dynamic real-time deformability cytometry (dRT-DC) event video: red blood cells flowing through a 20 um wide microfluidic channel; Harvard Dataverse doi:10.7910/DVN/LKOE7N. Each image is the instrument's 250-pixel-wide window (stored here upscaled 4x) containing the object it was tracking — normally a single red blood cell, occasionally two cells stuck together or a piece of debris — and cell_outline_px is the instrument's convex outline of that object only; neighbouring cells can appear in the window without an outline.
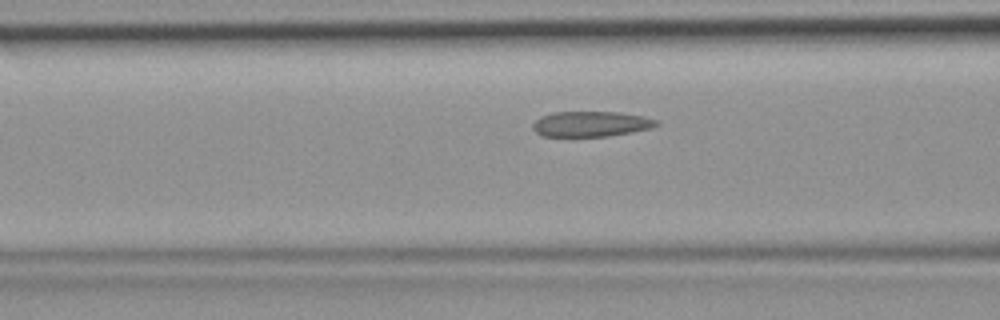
{"species": "common noctule bat (a hibernating species)", "species_latin": "Nyctalus noctula", "temperature_condition": "room temperature", "stored_images_in_passage": 36, "camera_frame_rate_fps": 3000, "um_per_image_px": 0.085, "animal": {"sex": "female", "body_mass_g": 19.9}, "frame": {"image": 1, "passage_image": 7, "time_ms": 2.0, "image_size_px": [1000, 320], "cell_outline_px": [[660, 124], [652, 128], [608, 136], [540, 136], [532, 128], [532, 124], [540, 116], [552, 112], [616, 112], [644, 116], [660, 120]], "centroid_in_image_um": [50.24, 10.53], "position_along_channel_um": 116.4, "area_um2": 18.38}}
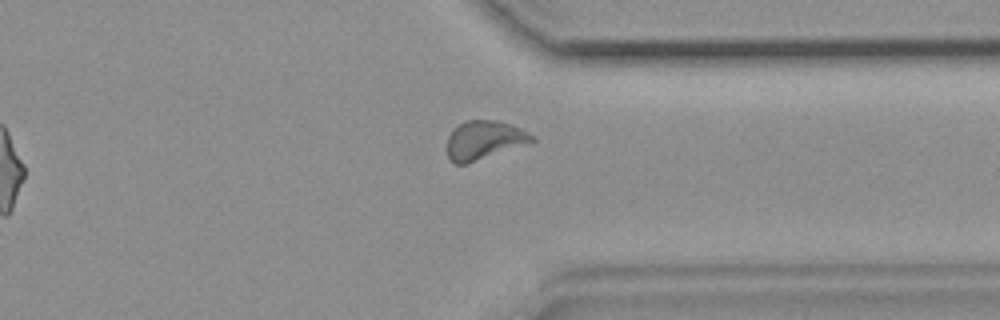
{"frame": {"image": 2, "passage_image": 25, "time_ms": 8.0, "image_size_px": [1000, 320], "cell_outline_px": [[536, 140], [464, 164], [452, 164], [448, 160], [448, 136], [452, 128], [464, 120], [496, 120], [520, 128], [536, 136]], "centroid_in_image_um": [41.1, 11.89], "position_along_channel_um": 370.3, "area_um2": 18.9}}
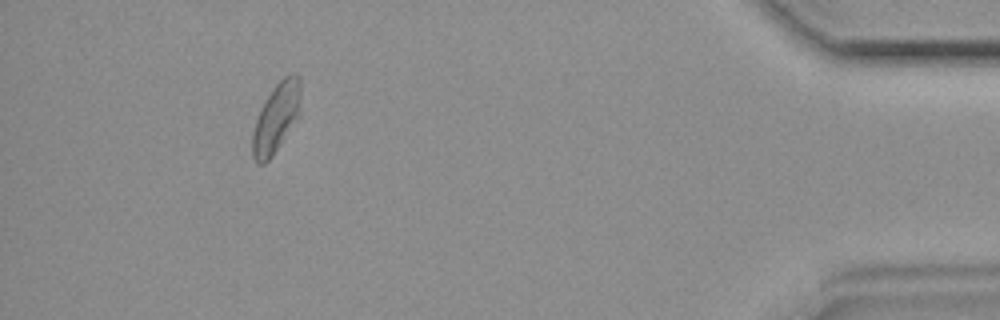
{"frame": {"image": 3, "passage_image": 32, "time_ms": 10.333, "image_size_px": [1000, 320], "cell_outline_px": [[300, 116], [272, 156], [264, 164], [256, 164], [252, 156], [252, 132], [260, 108], [276, 84], [284, 76], [292, 72], [296, 72], [300, 76]], "centroid_in_image_um": [23.49, 10.01], "position_along_channel_um": 411.7, "area_um2": 19.71}}